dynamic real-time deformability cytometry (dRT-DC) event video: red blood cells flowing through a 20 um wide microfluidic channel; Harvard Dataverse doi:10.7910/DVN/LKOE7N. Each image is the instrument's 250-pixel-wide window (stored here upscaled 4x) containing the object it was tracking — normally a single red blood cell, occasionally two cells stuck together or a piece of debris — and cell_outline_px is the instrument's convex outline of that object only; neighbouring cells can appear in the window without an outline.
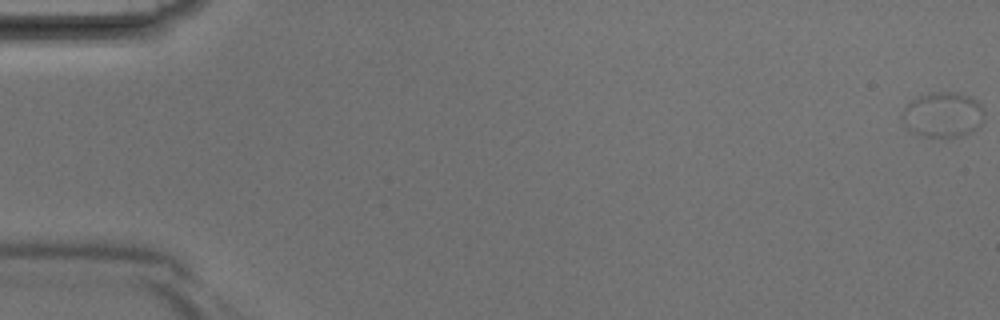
{"species": "Egyptian fruit bat (a non-hibernating species)", "species_latin": "Rousettus aegyptiacus", "temperature_condition": "room temperature", "stored_images_in_passage": 39, "camera_frame_rate_fps": 3000, "um_per_image_px": 0.085, "animal": {"sex": "male"}, "frame": {"image": 1, "passage_image": 1, "time_ms": 0.0, "image_size_px": [1000, 320], "cell_outline_px": [[984, 112], [980, 128], [972, 132], [960, 136], [944, 140], [920, 136], [908, 132], [904, 128], [900, 120], [900, 116], [904, 108], [916, 96], [936, 92], [948, 92], [968, 96], [980, 100]], "centroid_in_image_um": [80.1, 9.82], "position_along_channel_um": 4.9, "area_um2": 22.66}}
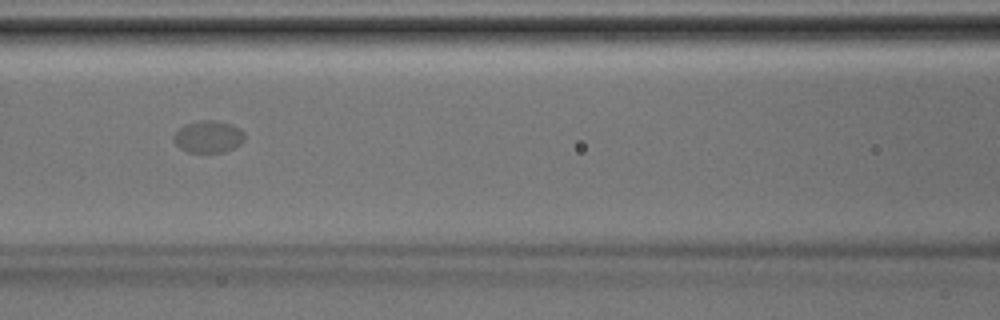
{"frame": {"image": 2, "passage_image": 19, "time_ms": 6.0, "image_size_px": [1000, 320], "cell_outline_px": [[244, 140], [240, 144], [224, 152], [188, 152], [180, 148], [172, 140], [172, 136], [184, 124], [196, 120], [216, 120], [232, 124], [240, 128], [244, 132]], "centroid_in_image_um": [17.69, 11.6], "position_along_channel_um": 148.9, "area_um2": 13.41}}
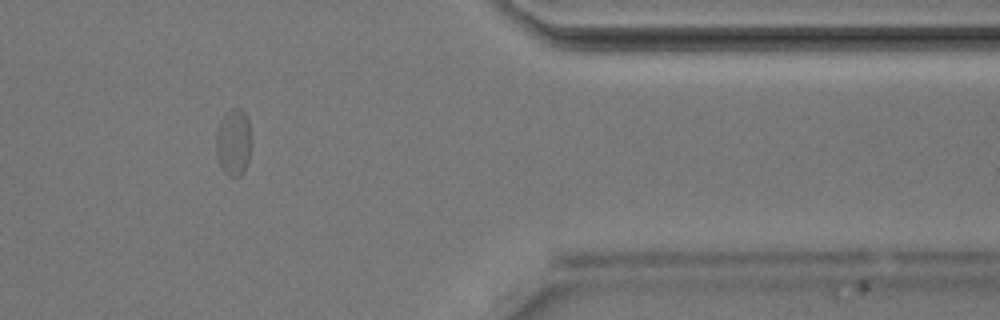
{"frame": {"image": 3, "passage_image": 35, "time_ms": 11.333, "image_size_px": [1000, 320], "cell_outline_px": [[252, 140], [248, 160], [240, 176], [228, 176], [224, 172], [220, 164], [216, 152], [216, 132], [220, 120], [224, 112], [232, 108], [240, 108], [244, 112], [248, 120]], "centroid_in_image_um": [19.85, 12.05], "position_along_channel_um": 391.6, "area_um2": 13.87}}